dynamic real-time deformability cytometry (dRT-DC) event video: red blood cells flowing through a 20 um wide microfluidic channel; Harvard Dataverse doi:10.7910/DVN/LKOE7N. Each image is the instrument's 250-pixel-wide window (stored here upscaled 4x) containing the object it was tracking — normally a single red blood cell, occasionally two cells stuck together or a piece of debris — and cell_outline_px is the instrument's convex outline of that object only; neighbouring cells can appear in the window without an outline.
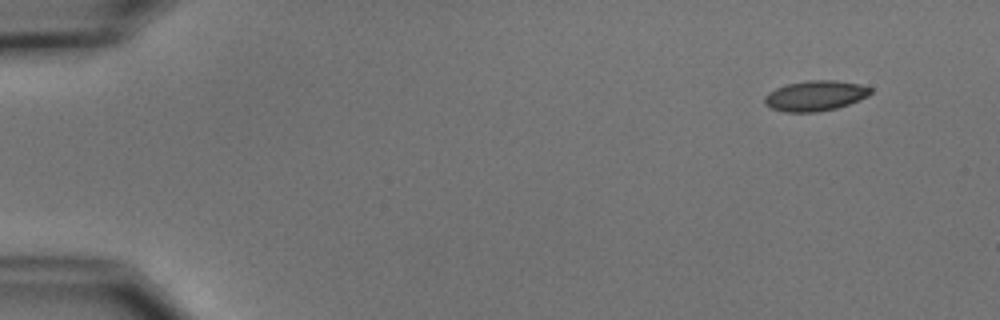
{"species": "common noctule bat (a hibernating species)", "species_latin": "Nyctalus noctula", "temperature_condition": "cold", "stored_images_in_passage": 5, "camera_frame_rate_fps": 3000, "um_per_image_px": 0.085, "animal": {"sex": "male", "body_mass_g": 15.6}, "frame": {"image": 1, "passage_image": 1, "time_ms": 0.0, "image_size_px": [1000, 320], "cell_outline_px": [[872, 92], [868, 96], [848, 104], [836, 108], [816, 112], [784, 112], [772, 108], [764, 104], [764, 96], [768, 92], [776, 88], [788, 84], [808, 80], [836, 80], [860, 84], [872, 88]], "centroid_in_image_um": [69.29, 8.13], "position_along_channel_um": 15.7, "area_um2": 18.73}}
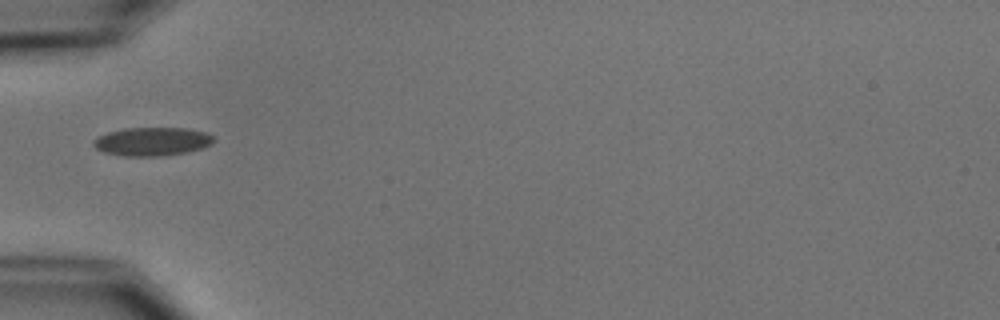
{"frame": {"image": 2, "passage_image": 5, "time_ms": 4.667, "image_size_px": [1000, 320], "cell_outline_px": [[216, 140], [212, 144], [188, 152], [164, 156], [124, 156], [104, 152], [96, 148], [92, 144], [92, 140], [96, 136], [108, 132], [124, 128], [184, 128], [204, 132], [212, 136]], "centroid_in_image_um": [12.9, 12.03], "position_along_channel_um": 72.1, "area_um2": 20.06}}